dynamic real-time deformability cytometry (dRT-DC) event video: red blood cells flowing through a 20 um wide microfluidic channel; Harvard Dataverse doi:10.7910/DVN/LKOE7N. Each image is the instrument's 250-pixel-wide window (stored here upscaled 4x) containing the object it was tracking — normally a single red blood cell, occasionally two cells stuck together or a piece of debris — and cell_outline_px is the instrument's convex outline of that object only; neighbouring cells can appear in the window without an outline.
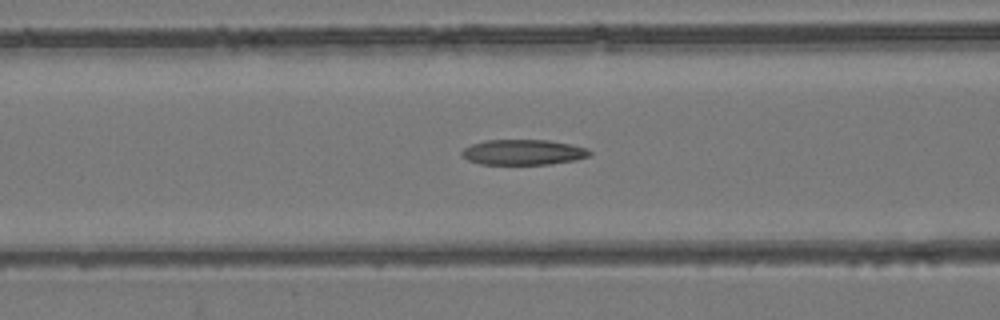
{"species": "common noctule bat (a hibernating species)", "species_latin": "Nyctalus noctula", "temperature_condition": "room temperature", "stored_images_in_passage": 55, "camera_frame_rate_fps": 3000, "um_per_image_px": 0.085, "animal": {"sex": "female", "body_mass_g": 24.6, "forearm_length_mm": 56.2}, "frame": {"image": 1, "passage_image": 23, "time_ms": 7.333, "image_size_px": [1000, 320], "cell_outline_px": [[592, 156], [576, 160], [552, 164], [480, 164], [468, 160], [460, 156], [460, 152], [464, 148], [472, 144], [484, 140], [548, 140], [572, 144], [588, 148], [592, 152]], "centroid_in_image_um": [44.5, 12.94], "position_along_channel_um": 122.1, "area_um2": 19.19}}
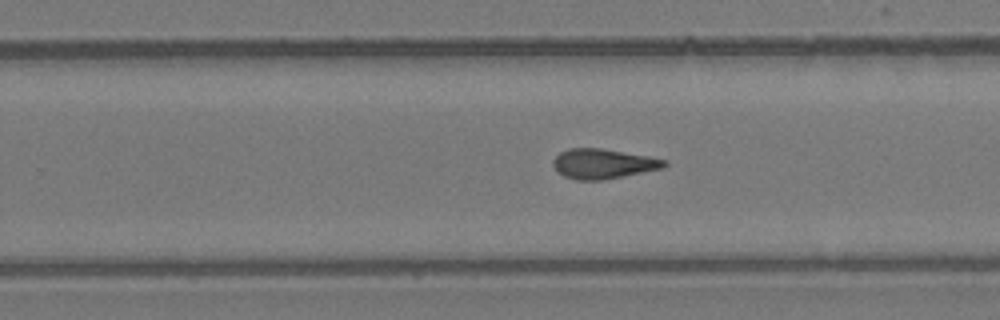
{"frame": {"image": 2, "passage_image": 35, "time_ms": 11.333, "image_size_px": [1000, 320], "cell_outline_px": [[668, 164], [664, 168], [600, 180], [576, 180], [564, 176], [552, 164], [552, 160], [560, 152], [568, 148], [600, 148], [648, 156], [664, 160]], "centroid_in_image_um": [51.24, 13.91], "position_along_channel_um": 278.6, "area_um2": 19.07}}
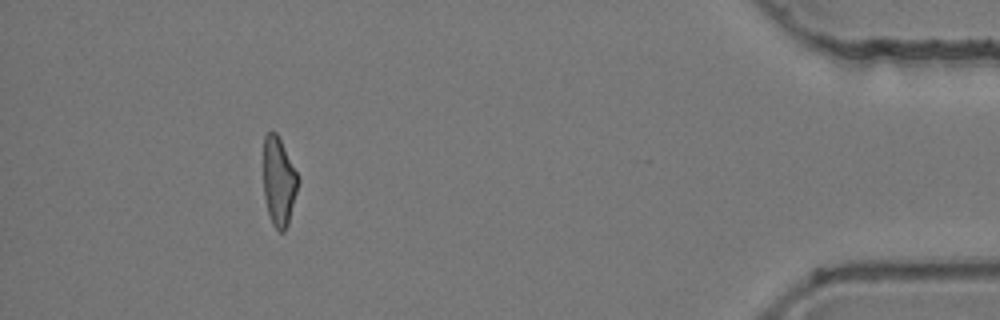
{"frame": {"image": 3, "passage_image": 50, "time_ms": 16.333, "image_size_px": [1000, 320], "cell_outline_px": [[300, 180], [288, 224], [284, 232], [280, 232], [272, 224], [268, 212], [264, 196], [264, 136], [268, 132], [276, 132]], "centroid_in_image_um": [23.7, 15.46], "position_along_channel_um": 411.5, "area_um2": 17.63}, "authors_computed_cell_mechanics": {"area_um2": 19.4208, "velocity_mm_per_s": 3.9122, "shape_relaxation_time_tau1_ms": null, "shape_relaxation_time_tau2_ms": 3.5378, "deformation_change_tau1": null, "deformation_change_tau2": 0.1264}}